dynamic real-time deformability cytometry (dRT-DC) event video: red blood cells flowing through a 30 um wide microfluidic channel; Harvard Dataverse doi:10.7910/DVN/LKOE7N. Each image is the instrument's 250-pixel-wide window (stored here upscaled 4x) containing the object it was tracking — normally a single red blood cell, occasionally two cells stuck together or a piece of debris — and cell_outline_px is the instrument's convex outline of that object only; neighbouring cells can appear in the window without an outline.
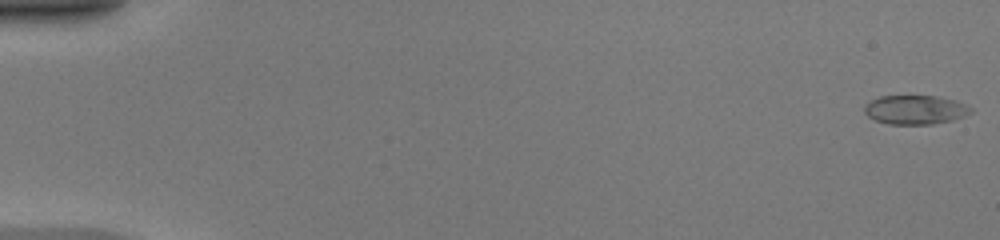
{"species": "common noctule bat (a hibernating species)", "species_latin": "Nyctalus noctula", "temperature_condition": "warm", "stored_images_in_passage": 50, "camera_frame_rate_fps": 3000, "um_per_image_px": 0.085, "animal": {"sex": "female", "body_mass_g": 20.0, "forearm_length_mm": 54.0}, "frame": {"image": 1, "passage_image": 1, "time_ms": 0.0, "image_size_px": [1000, 240], "cell_outline_px": [[972, 112], [964, 116], [952, 120], [932, 124], [888, 124], [876, 120], [868, 116], [864, 112], [864, 104], [880, 96], [936, 96], [956, 100], [972, 108]], "centroid_in_image_um": [77.79, 9.33], "position_along_channel_um": 7.2, "area_um2": 17.98}}
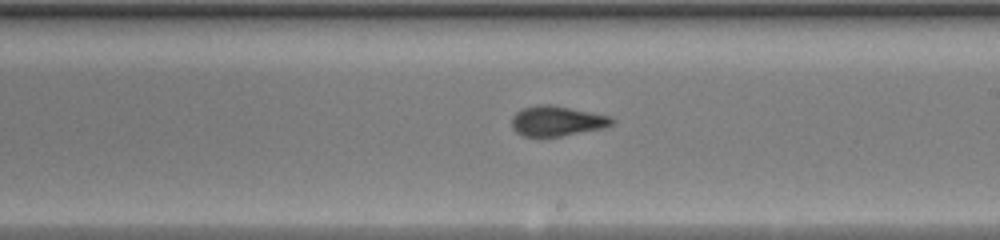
{"frame": {"image": 2, "passage_image": 30, "time_ms": 9.667, "image_size_px": [1000, 240], "cell_outline_px": [[616, 124], [604, 128], [560, 136], [524, 136], [516, 132], [512, 128], [512, 116], [516, 112], [524, 108], [540, 104], [548, 104], [592, 112], [612, 116], [616, 120]], "centroid_in_image_um": [47.39, 10.28], "position_along_channel_um": 241.6, "area_um2": 17.63}}
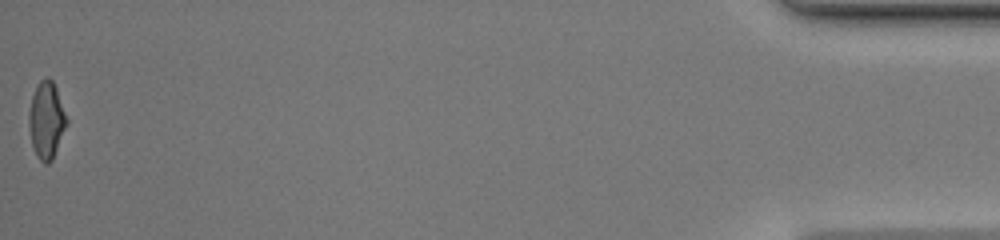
{"frame": {"image": 3, "passage_image": 50, "time_ms": 16.333, "image_size_px": [1000, 240], "cell_outline_px": [[68, 124], [52, 160], [48, 164], [44, 164], [36, 156], [32, 144], [28, 124], [28, 116], [32, 96], [40, 80], [44, 76], [48, 76], [52, 80], [56, 88], [68, 120]], "centroid_in_image_um": [3.95, 10.22], "position_along_channel_um": 431.2, "area_um2": 16.99}, "authors_computed_cell_mechanics": {"area_um2": 17.8024, "velocity_mm_per_s": 4.2201, "shape_relaxation_time_tau1_ms": 6.1282, "shape_relaxation_time_tau2_ms": 1.3427, "deformation_change_tau1": 0.2538, "deformation_change_tau2": 0.0714}}